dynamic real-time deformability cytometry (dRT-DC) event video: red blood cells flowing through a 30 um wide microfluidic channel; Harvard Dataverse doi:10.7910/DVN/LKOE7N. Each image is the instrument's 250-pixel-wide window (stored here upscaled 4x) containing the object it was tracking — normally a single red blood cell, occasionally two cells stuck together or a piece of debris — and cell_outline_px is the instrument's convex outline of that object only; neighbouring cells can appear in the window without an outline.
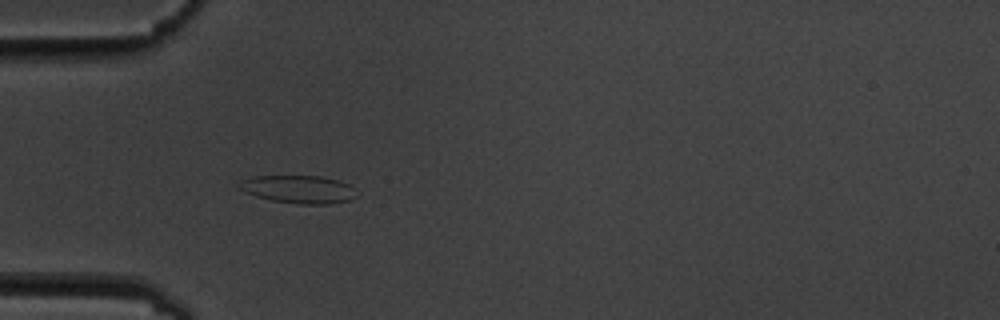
{"species": "common noctule bat (a hibernating species)", "species_latin": "Nyctalus noctula", "temperature_condition": "cold", "stored_images_in_passage": 8, "camera_frame_rate_fps": 3000, "um_per_image_px": 0.085, "animal": {"sex": "male", "body_mass_g": 19.5, "forearm_length_mm": 54.6}, "frame": {"image": 1, "passage_image": 6, "time_ms": 5.667, "image_size_px": [1000, 320], "cell_outline_px": [[356, 196], [348, 200], [328, 204], [296, 204], [272, 200], [256, 196], [236, 188], [236, 184], [252, 176], [320, 176], [336, 180], [348, 184], [352, 188]], "centroid_in_image_um": [25.32, 16.09], "position_along_channel_um": 59.7, "area_um2": 18.9}}
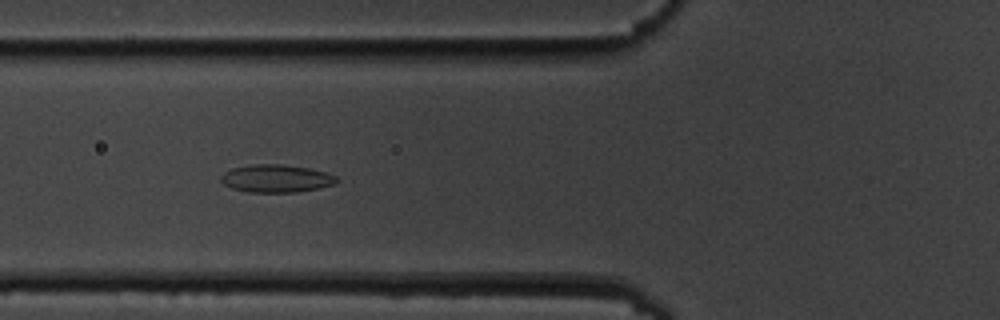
{"frame": {"image": 2, "passage_image": 7, "time_ms": 7.0, "image_size_px": [1000, 320], "cell_outline_px": [[340, 180], [336, 184], [320, 188], [296, 192], [248, 192], [232, 188], [224, 184], [220, 180], [220, 176], [224, 172], [232, 168], [252, 164], [280, 164], [308, 168], [328, 172], [336, 176]], "centroid_in_image_um": [23.51, 15.17], "position_along_channel_um": 102.3, "area_um2": 18.9}}
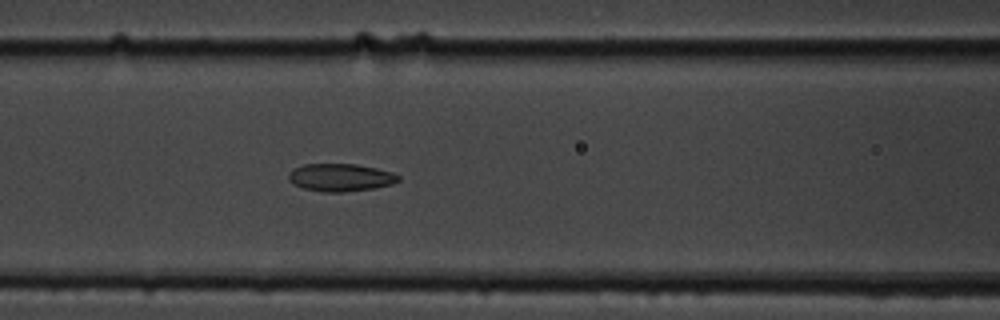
{"frame": {"image": 3, "passage_image": 8, "time_ms": 8.0, "image_size_px": [1000, 320], "cell_outline_px": [[400, 180], [392, 184], [376, 188], [344, 192], [320, 192], [304, 188], [292, 184], [288, 180], [288, 176], [296, 168], [304, 164], [356, 164], [376, 168], [392, 172], [400, 176]], "centroid_in_image_um": [28.97, 15.09], "position_along_channel_um": 137.6, "area_um2": 17.74}}